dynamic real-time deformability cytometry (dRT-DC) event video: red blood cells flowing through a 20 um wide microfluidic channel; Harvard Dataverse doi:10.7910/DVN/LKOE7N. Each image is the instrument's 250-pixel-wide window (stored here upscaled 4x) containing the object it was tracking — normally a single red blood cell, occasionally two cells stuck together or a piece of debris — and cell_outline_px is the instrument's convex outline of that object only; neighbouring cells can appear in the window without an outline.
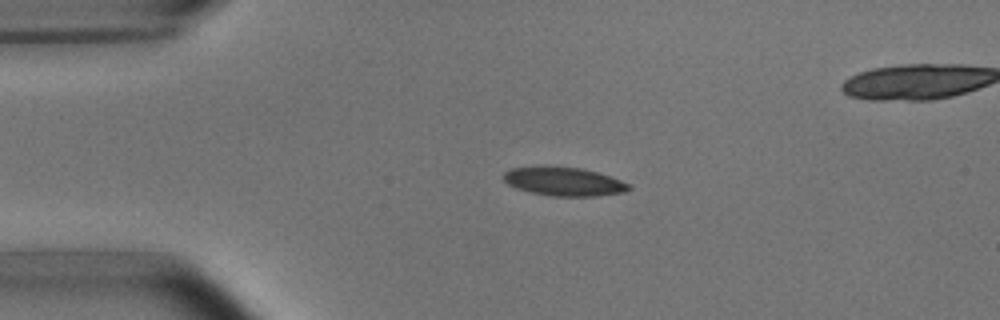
{"species": "common noctule bat (a hibernating species)", "species_latin": "Nyctalus noctula", "temperature_condition": "room temperature", "stored_images_in_passage": 4, "camera_frame_rate_fps": 3000, "um_per_image_px": 0.085, "animal": {"sex": "male", "body_mass_g": 15.6}, "frame": {"image": 1, "passage_image": 2, "time_ms": 1.333, "image_size_px": [1000, 320], "cell_outline_px": [[632, 188], [624, 192], [596, 196], [552, 196], [532, 192], [516, 188], [508, 184], [504, 180], [504, 172], [512, 168], [544, 164], [580, 168], [596, 172], [620, 180], [628, 184]], "centroid_in_image_um": [47.88, 15.4], "position_along_channel_um": 37.1, "area_um2": 21.1}}